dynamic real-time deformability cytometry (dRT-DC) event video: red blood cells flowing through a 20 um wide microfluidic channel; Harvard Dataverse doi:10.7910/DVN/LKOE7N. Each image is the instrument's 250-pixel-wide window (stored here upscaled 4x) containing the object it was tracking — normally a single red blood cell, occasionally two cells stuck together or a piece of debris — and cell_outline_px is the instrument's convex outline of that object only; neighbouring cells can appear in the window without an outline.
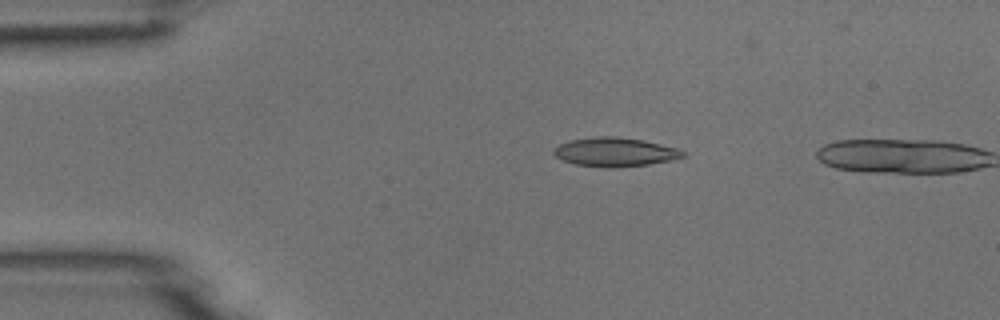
{"species": "common noctule bat (a hibernating species)", "species_latin": "Nyctalus noctula", "temperature_condition": "room temperature", "stored_images_in_passage": 3, "camera_frame_rate_fps": 3000, "um_per_image_px": 0.085, "animal": {"sex": "male", "body_mass_g": 18.8}, "frame": {"image": 1, "passage_image": 2, "time_ms": 2.0, "image_size_px": [1000, 320], "cell_outline_px": [[684, 156], [672, 160], [648, 164], [612, 168], [576, 164], [564, 160], [556, 156], [552, 152], [560, 144], [568, 140], [596, 136], [616, 136], [644, 140], [676, 148], [684, 152]], "centroid_in_image_um": [52.26, 12.91], "position_along_channel_um": 32.7, "area_um2": 21.56}}